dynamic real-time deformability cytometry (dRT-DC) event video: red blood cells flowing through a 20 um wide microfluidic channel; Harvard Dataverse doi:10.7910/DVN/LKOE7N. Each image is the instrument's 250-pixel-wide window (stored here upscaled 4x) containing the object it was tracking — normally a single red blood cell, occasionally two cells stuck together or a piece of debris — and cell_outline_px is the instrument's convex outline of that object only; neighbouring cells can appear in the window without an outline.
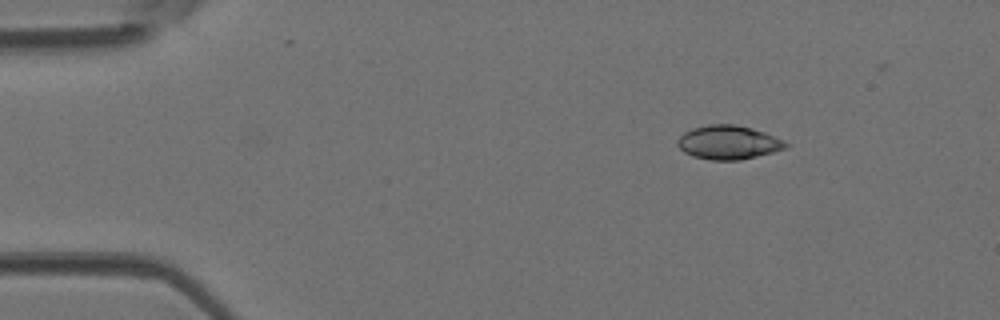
{"species": "Egyptian fruit bat (a non-hibernating species)", "species_latin": "Rousettus aegyptiacus", "temperature_condition": "room temperature", "stored_images_in_passage": 33, "camera_frame_rate_fps": 3000, "um_per_image_px": 0.085, "animal": {"sex": "female"}, "frame": {"image": 1, "passage_image": 1, "time_ms": 0.0, "image_size_px": [1000, 320], "cell_outline_px": [[792, 144], [784, 148], [772, 152], [740, 160], [712, 160], [692, 156], [684, 152], [676, 144], [676, 140], [684, 132], [692, 128], [708, 124], [736, 124], [752, 128], [764, 132], [784, 140]], "centroid_in_image_um": [61.9, 12.09], "position_along_channel_um": 23.1, "area_um2": 21.44}}
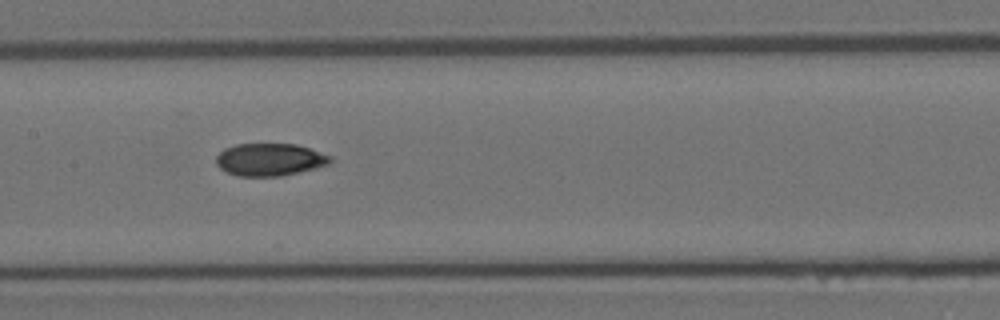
{"frame": {"image": 2, "passage_image": 17, "time_ms": 5.333, "image_size_px": [1000, 320], "cell_outline_px": [[332, 160], [328, 164], [280, 176], [236, 176], [220, 168], [216, 164], [216, 156], [224, 148], [236, 144], [296, 144], [332, 156]], "centroid_in_image_um": [22.89, 13.56], "position_along_channel_um": 184.5, "area_um2": 21.39}}
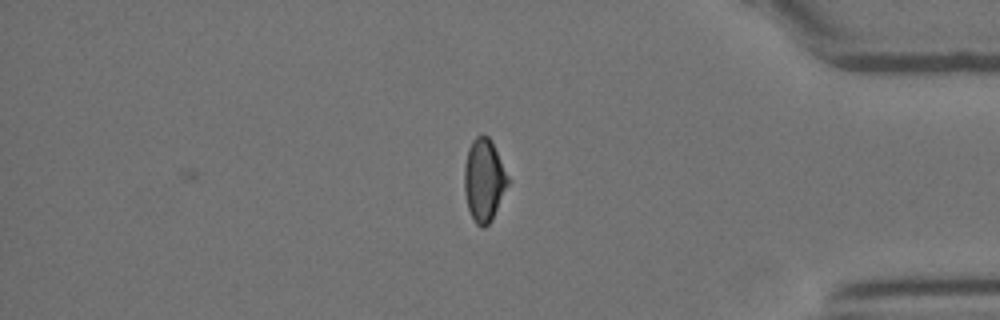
{"frame": {"image": 3, "passage_image": 33, "time_ms": 10.667, "image_size_px": [1000, 320], "cell_outline_px": [[508, 184], [492, 220], [484, 228], [476, 224], [468, 208], [464, 192], [464, 168], [468, 148], [472, 140], [476, 136], [484, 132], [492, 140], [508, 176]], "centroid_in_image_um": [41.13, 15.27], "position_along_channel_um": 394.1, "area_um2": 21.04}}